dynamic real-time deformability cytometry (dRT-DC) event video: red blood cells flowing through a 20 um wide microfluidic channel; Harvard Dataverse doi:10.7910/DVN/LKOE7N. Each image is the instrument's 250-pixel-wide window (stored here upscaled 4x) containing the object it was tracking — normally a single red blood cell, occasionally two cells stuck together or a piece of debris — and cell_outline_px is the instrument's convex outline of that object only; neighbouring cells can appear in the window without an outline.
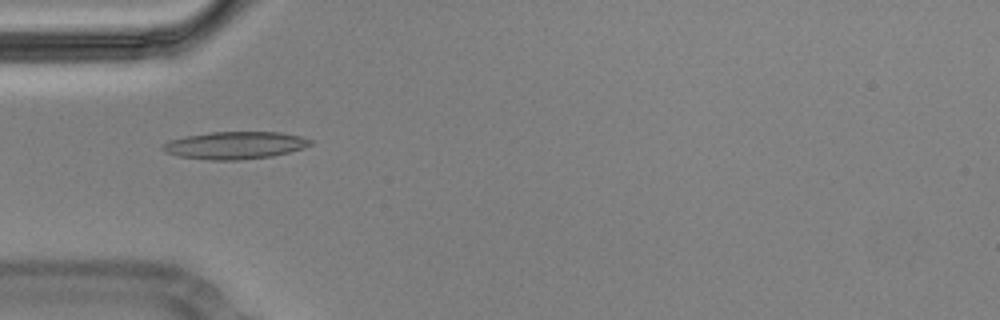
{"species": "Egyptian fruit bat (a non-hibernating species)", "species_latin": "Rousettus aegyptiacus", "temperature_condition": "cold", "stored_images_in_passage": 14, "camera_frame_rate_fps": 3000, "um_per_image_px": 0.085, "animal": {"sex": "male"}, "frame": {"image": 1, "passage_image": 1, "time_ms": 0.0, "image_size_px": [1000, 320], "cell_outline_px": [[312, 144], [304, 148], [272, 156], [236, 160], [212, 160], [180, 156], [164, 152], [160, 148], [160, 144], [168, 140], [208, 132], [280, 132], [300, 136], [312, 140]], "centroid_in_image_um": [19.94, 12.34], "position_along_channel_um": 65.1, "area_um2": 23.58}}